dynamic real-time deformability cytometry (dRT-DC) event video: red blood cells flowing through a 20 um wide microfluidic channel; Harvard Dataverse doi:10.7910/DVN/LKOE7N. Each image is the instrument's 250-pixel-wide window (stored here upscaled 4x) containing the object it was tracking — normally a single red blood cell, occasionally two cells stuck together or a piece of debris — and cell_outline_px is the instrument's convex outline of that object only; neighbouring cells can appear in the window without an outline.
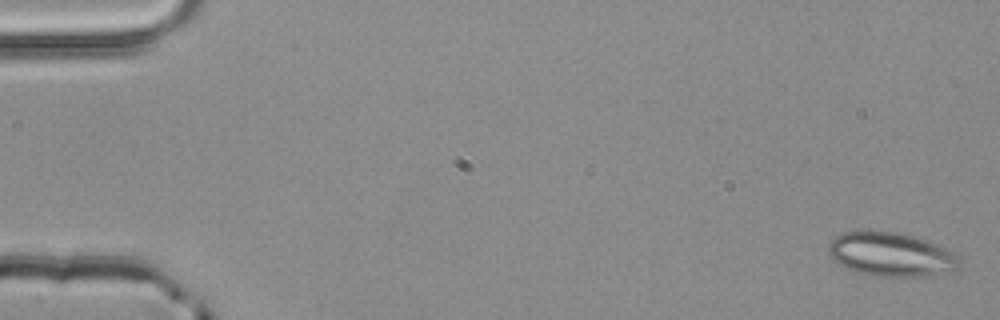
{"species": "common noctule bat (a hibernating species)", "species_latin": "Nyctalus noctula", "temperature_condition": "room temperature", "stored_images_in_passage": 4, "camera_frame_rate_fps": 3000, "um_per_image_px": 0.085, "animal": {"sex": "male", "body_mass_g": 20.4}, "frame": {"image": 1, "passage_image": 1, "time_ms": 0.0, "image_size_px": [1000, 320], "cell_outline_px": [[960, 268], [924, 276], [868, 276], [856, 272], [840, 264], [828, 252], [828, 244], [836, 236], [844, 232], [896, 232], [912, 236], [936, 244], [956, 252], [960, 260]], "centroid_in_image_um": [75.76, 21.64], "position_along_channel_um": 9.2, "area_um2": 33.06}}